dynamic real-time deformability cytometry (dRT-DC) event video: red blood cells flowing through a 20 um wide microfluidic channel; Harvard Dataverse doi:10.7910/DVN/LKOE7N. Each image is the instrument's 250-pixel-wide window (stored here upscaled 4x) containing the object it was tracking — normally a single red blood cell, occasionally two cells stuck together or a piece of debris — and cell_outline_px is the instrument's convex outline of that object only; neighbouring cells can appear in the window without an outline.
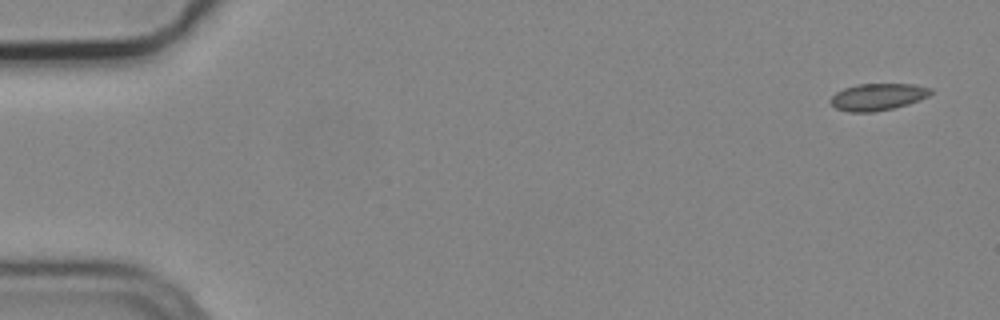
{"species": "common noctule bat (a hibernating species)", "species_latin": "Nyctalus noctula", "temperature_condition": "cold", "stored_images_in_passage": 5, "camera_frame_rate_fps": 3000, "um_per_image_px": 0.085, "animal": {"sex": "male", "body_mass_g": 19.2, "forearm_length_mm": 51.8}, "frame": {"image": 1, "passage_image": 1, "time_ms": 0.0, "image_size_px": [1000, 320], "cell_outline_px": [[932, 92], [928, 96], [920, 100], [908, 104], [892, 108], [872, 112], [848, 112], [836, 108], [828, 100], [836, 92], [844, 88], [856, 84], [916, 84], [932, 88]], "centroid_in_image_um": [74.61, 8.22], "position_along_channel_um": 10.4, "area_um2": 15.78}}